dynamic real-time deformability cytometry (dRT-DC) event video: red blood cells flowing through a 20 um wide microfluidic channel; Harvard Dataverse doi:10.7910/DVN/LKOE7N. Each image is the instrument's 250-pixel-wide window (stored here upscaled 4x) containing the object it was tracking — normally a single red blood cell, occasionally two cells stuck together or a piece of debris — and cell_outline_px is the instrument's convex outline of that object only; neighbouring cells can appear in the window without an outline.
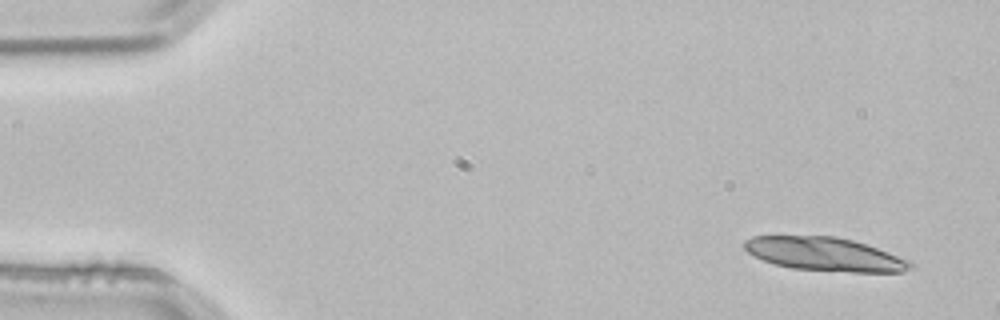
{"species": "common noctule bat (a hibernating species)", "species_latin": "Nyctalus noctula", "temperature_condition": "room temperature", "stored_images_in_passage": 3, "camera_frame_rate_fps": 3000, "um_per_image_px": 0.085, "animal": {"sex": "male", "body_mass_g": 21.5, "forearm_length_mm": 52.0}, "frame": {"image": 1, "passage_image": 1, "time_ms": 0.0, "image_size_px": [1000, 320], "cell_outline_px": [[912, 264], [904, 272], [852, 272], [792, 268], [776, 264], [752, 256], [744, 248], [744, 240], [752, 236], [836, 236], [852, 240], [912, 260]], "centroid_in_image_um": [70.09, 21.6], "position_along_channel_um": 14.9, "area_um2": 32.25}}